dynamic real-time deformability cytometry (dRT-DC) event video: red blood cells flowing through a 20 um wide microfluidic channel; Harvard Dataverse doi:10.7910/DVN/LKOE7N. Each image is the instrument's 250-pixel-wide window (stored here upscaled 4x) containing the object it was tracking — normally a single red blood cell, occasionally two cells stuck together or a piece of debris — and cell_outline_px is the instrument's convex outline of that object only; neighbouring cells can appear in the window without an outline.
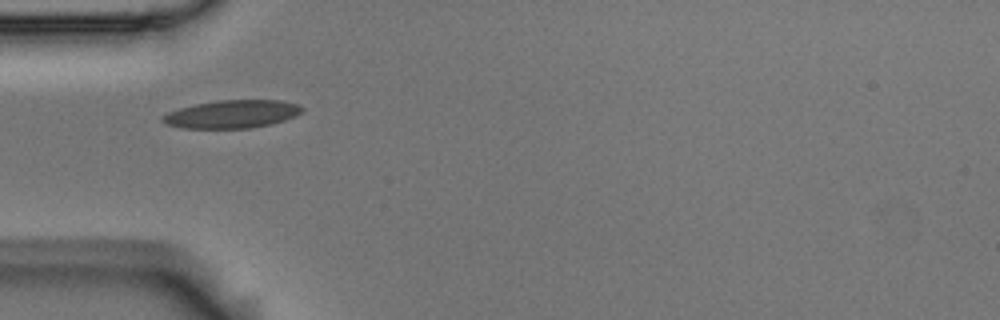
{"species": "Egyptian fruit bat (a non-hibernating species)", "species_latin": "Rousettus aegyptiacus", "temperature_condition": "room temperature", "stored_images_in_passage": 4, "camera_frame_rate_fps": 3000, "um_per_image_px": 0.085, "animal": {"sex": "male"}, "frame": {"image": 1, "passage_image": 1, "time_ms": 0.0, "image_size_px": [1000, 320], "cell_outline_px": [[304, 112], [296, 116], [272, 124], [252, 128], [180, 128], [164, 124], [160, 120], [160, 116], [168, 112], [180, 108], [196, 104], [216, 100], [284, 100], [300, 104], [304, 108]], "centroid_in_image_um": [19.74, 9.7], "position_along_channel_um": 65.3, "area_um2": 23.18}}
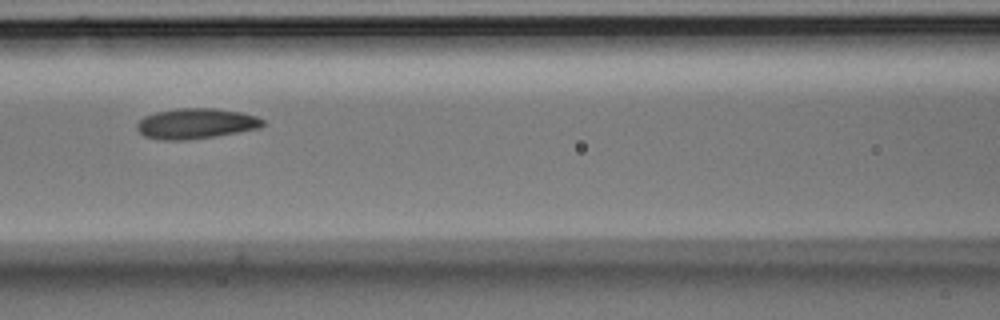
{"frame": {"image": 2, "passage_image": 3, "time_ms": 0.667, "image_size_px": [1000, 320], "cell_outline_px": [[264, 124], [260, 128], [212, 136], [184, 140], [160, 140], [144, 136], [136, 128], [136, 124], [144, 116], [156, 112], [176, 108], [216, 108], [240, 112], [256, 116], [264, 120]], "centroid_in_image_um": [16.62, 10.49], "position_along_channel_um": 150.0, "area_um2": 22.2}}
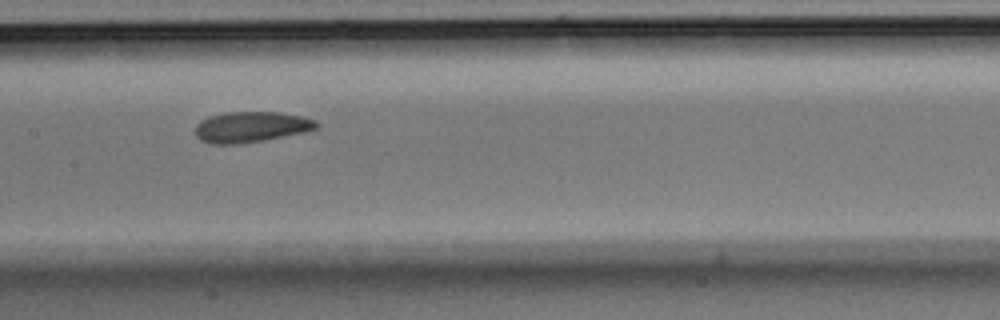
{"frame": {"image": 3, "passage_image": 4, "time_ms": 1.0, "image_size_px": [1000, 320], "cell_outline_px": [[320, 124], [316, 128], [304, 132], [264, 140], [240, 144], [208, 144], [200, 140], [196, 136], [196, 124], [200, 120], [208, 116], [224, 112], [280, 112], [304, 116], [316, 120]], "centroid_in_image_um": [21.32, 10.79], "position_along_channel_um": 186.1, "area_um2": 21.96}}